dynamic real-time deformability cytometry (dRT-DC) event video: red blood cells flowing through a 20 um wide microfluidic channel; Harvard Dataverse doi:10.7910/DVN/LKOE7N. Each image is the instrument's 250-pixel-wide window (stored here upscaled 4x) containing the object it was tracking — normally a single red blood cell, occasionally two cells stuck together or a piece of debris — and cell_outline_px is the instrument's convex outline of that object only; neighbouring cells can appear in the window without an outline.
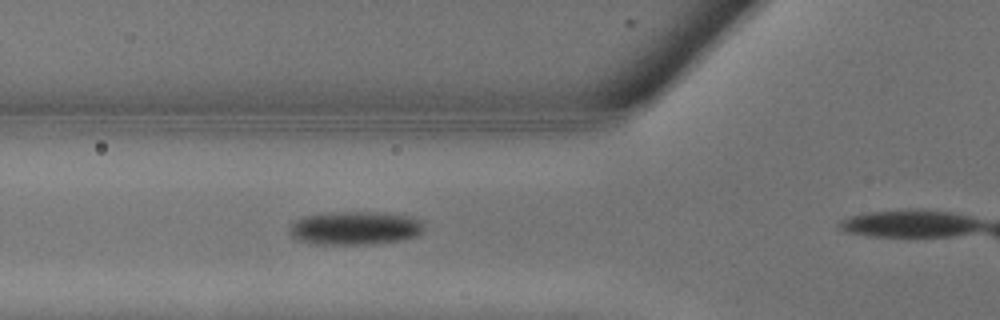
{"species": "common noctule bat (a hibernating species)", "species_latin": "Nyctalus noctula", "temperature_condition": "warm", "stored_images_in_passage": 6, "segment_of_instrument_passage": [1, 2], "camera_frame_rate_fps": 3000, "um_per_image_px": 0.085, "animal": {"sex": "male", "body_mass_g": 13.3}, "frame": {"image": 1, "passage_image": 5, "time_ms": 1.333, "image_size_px": [1000, 320], "cell_outline_px": [[424, 228], [416, 236], [400, 240], [368, 244], [316, 244], [296, 240], [288, 232], [288, 228], [296, 220], [304, 216], [332, 212], [380, 212], [412, 216], [424, 220]], "centroid_in_image_um": [30.18, 19.38], "position_along_channel_um": 95.6, "area_um2": 26.41}}